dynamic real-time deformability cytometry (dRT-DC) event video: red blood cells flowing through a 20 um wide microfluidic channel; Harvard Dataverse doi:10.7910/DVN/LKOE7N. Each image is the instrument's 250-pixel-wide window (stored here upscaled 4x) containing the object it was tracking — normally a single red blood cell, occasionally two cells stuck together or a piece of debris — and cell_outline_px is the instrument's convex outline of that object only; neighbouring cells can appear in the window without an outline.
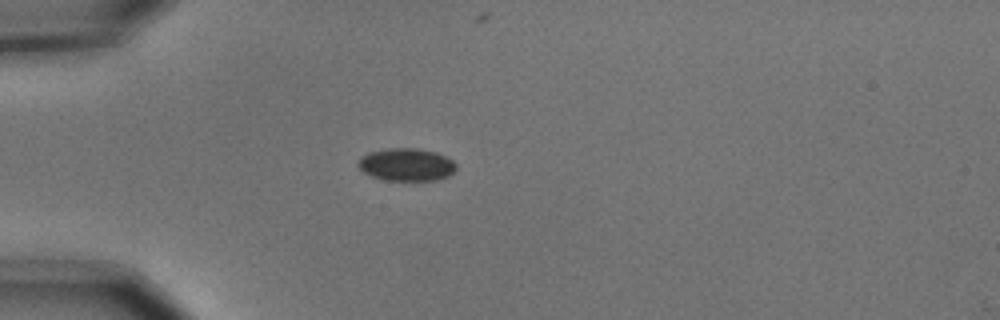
{"species": "common noctule bat (a hibernating species)", "species_latin": "Nyctalus noctula", "temperature_condition": "cold", "stored_images_in_passage": 6, "camera_frame_rate_fps": 3000, "um_per_image_px": 0.085, "animal": {"sex": "male", "body_mass_g": 15.6}, "frame": {"image": 1, "passage_image": 5, "time_ms": 1.333, "image_size_px": [1000, 320], "cell_outline_px": [[456, 168], [448, 176], [436, 180], [384, 180], [372, 176], [364, 172], [356, 164], [360, 156], [368, 152], [388, 148], [416, 148], [436, 152], [452, 160], [456, 164]], "centroid_in_image_um": [34.51, 13.98], "position_along_channel_um": 50.5, "area_um2": 18.67}}